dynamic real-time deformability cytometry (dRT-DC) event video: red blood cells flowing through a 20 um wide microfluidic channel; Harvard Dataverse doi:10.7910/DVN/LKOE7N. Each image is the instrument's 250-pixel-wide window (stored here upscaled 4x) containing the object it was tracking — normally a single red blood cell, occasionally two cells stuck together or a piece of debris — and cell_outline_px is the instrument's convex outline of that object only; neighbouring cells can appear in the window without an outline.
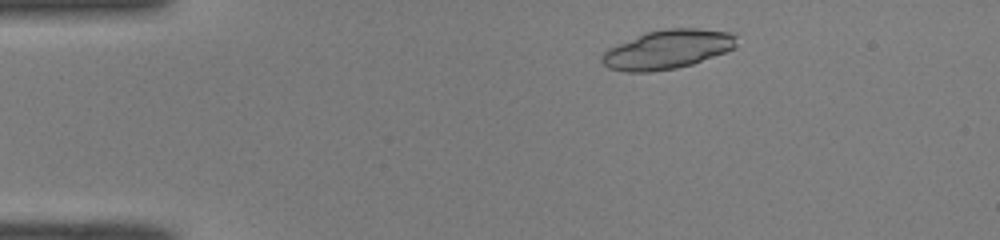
{"species": "common noctule bat (a hibernating species)", "species_latin": "Nyctalus noctula", "temperature_condition": "room temperature", "stored_images_in_passage": 46, "camera_frame_rate_fps": 3000, "um_per_image_px": 0.085, "animal": {"sex": "male", "body_mass_g": 19.0, "forearm_length_mm": 50.8}, "frame": {"image": 1, "passage_image": 5, "time_ms": 1.333, "image_size_px": [1000, 240], "cell_outline_px": [[736, 48], [692, 64], [676, 68], [648, 72], [624, 72], [608, 68], [600, 60], [600, 56], [608, 48], [644, 32], [668, 28], [700, 28], [728, 32], [736, 36]], "centroid_in_image_um": [56.71, 4.2], "position_along_channel_um": 28.3, "area_um2": 30.75}}